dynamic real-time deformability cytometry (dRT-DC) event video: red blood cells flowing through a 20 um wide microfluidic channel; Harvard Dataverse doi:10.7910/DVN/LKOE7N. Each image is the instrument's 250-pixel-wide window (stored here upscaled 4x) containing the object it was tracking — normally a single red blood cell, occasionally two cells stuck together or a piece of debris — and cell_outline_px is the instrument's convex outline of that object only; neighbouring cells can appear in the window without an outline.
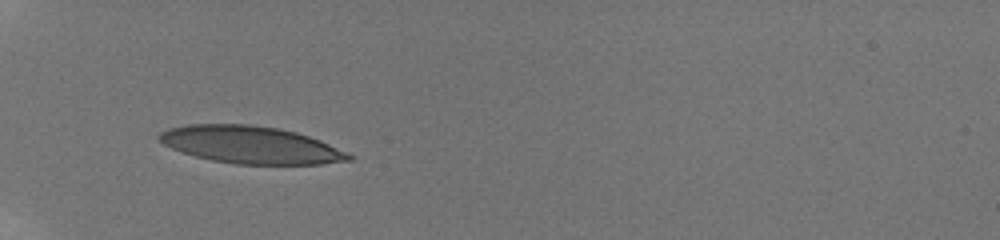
{"species": "human", "species_latin": "Homo sapiens", "temperature_condition": "room temperature", "stored_images_in_passage": 2, "camera_frame_rate_fps": 3000, "um_per_image_px": 0.085, "donor": {"sex": "male"}, "frame": {"image": 1, "passage_image": 1, "time_ms": 0.0, "image_size_px": [1000, 240], "cell_outline_px": [[356, 156], [352, 160], [320, 164], [236, 164], [212, 160], [196, 156], [172, 148], [156, 140], [156, 136], [160, 132], [168, 128], [188, 124], [252, 124], [280, 128], [296, 132], [320, 140], [348, 152]], "centroid_in_image_um": [21.32, 12.3], "position_along_channel_um": 63.7, "area_um2": 41.44}}